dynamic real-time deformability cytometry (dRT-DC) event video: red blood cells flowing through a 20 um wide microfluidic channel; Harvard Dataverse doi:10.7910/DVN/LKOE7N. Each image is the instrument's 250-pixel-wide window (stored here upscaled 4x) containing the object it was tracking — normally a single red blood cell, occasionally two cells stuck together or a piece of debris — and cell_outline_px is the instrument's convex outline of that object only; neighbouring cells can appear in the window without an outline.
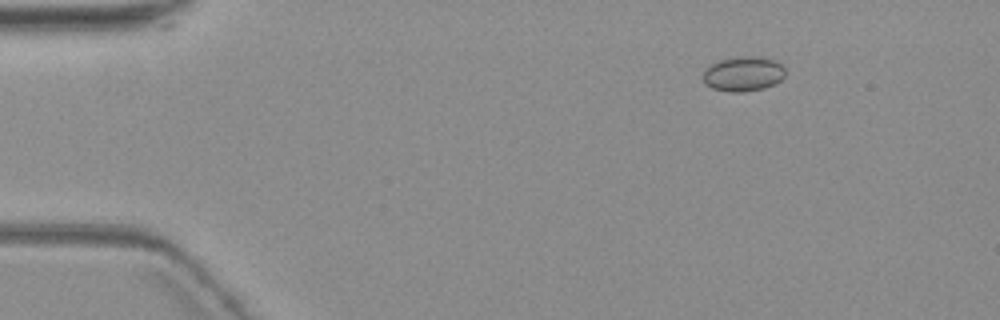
{"species": "common noctule bat (a hibernating species)", "species_latin": "Nyctalus noctula", "temperature_condition": "warm", "stored_images_in_passage": 12, "camera_frame_rate_fps": 3000, "um_per_image_px": 0.085, "animal": {"sex": "female", "body_mass_g": 19.3, "forearm_length_mm": 54.1}, "frame": {"image": 1, "passage_image": 3, "time_ms": 2.333, "image_size_px": [1000, 320], "cell_outline_px": [[784, 76], [780, 80], [764, 88], [740, 92], [732, 92], [712, 88], [704, 84], [704, 68], [720, 60], [740, 56], [764, 56], [780, 64], [784, 68]], "centroid_in_image_um": [63.16, 6.27], "position_along_channel_um": 21.8, "area_um2": 16.53}}
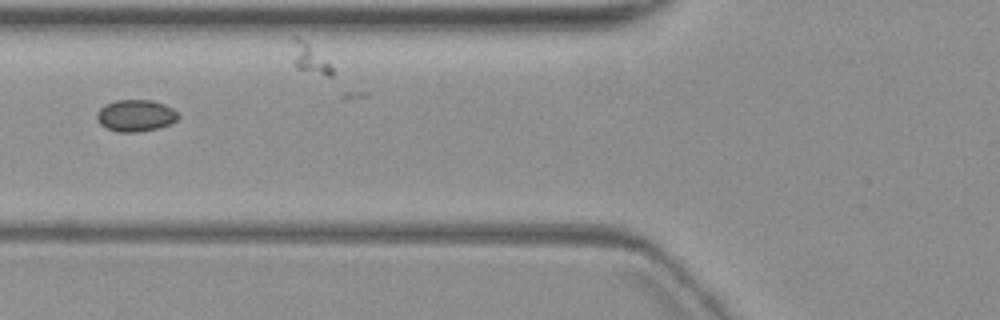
{"frame": {"image": 2, "passage_image": 7, "time_ms": 7.333, "image_size_px": [1000, 320], "cell_outline_px": [[180, 116], [176, 120], [160, 128], [140, 132], [116, 132], [100, 124], [96, 120], [96, 112], [104, 104], [116, 100], [152, 100], [164, 104], [172, 108]], "centroid_in_image_um": [11.5, 9.83], "position_along_channel_um": 114.3, "area_um2": 15.2}}
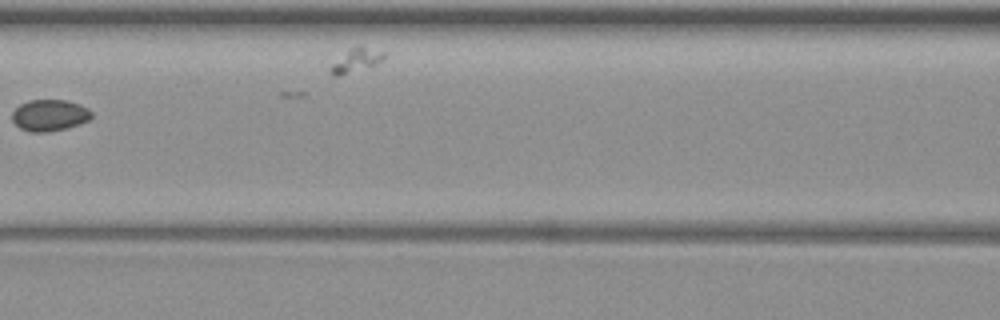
{"frame": {"image": 3, "passage_image": 8, "time_ms": 8.667, "image_size_px": [1000, 320], "cell_outline_px": [[92, 116], [88, 120], [80, 124], [64, 128], [44, 132], [28, 132], [20, 128], [12, 120], [12, 112], [20, 104], [28, 100], [64, 100], [80, 104], [88, 108], [92, 112]], "centroid_in_image_um": [4.2, 9.79], "position_along_channel_um": 162.4, "area_um2": 14.51}}